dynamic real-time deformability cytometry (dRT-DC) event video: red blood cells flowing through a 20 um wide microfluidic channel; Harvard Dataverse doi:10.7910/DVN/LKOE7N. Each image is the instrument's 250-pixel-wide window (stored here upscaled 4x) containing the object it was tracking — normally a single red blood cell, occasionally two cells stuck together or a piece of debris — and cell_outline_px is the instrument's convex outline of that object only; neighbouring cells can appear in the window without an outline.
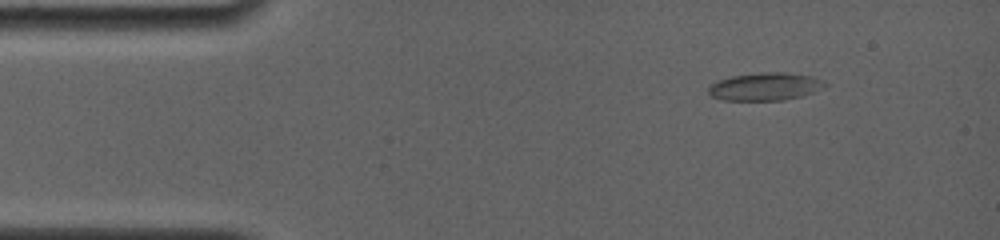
{"species": "common noctule bat (a hibernating species)", "species_latin": "Nyctalus noctula", "temperature_condition": "room temperature", "stored_images_in_passage": 58, "camera_frame_rate_fps": 4000, "um_per_image_px": 0.085, "animal": {"sex": "female", "body_mass_g": 19.0, "forearm_length_mm": 56.7}, "frame": {"image": 1, "passage_image": 1, "time_ms": 0.0, "image_size_px": [1000, 240], "cell_outline_px": [[824, 84], [812, 92], [800, 96], [784, 100], [720, 100], [712, 96], [708, 92], [708, 88], [716, 80], [732, 76], [764, 72], [784, 72], [808, 76]], "centroid_in_image_um": [64.89, 7.37], "position_along_channel_um": 20.1, "area_um2": 18.26}}
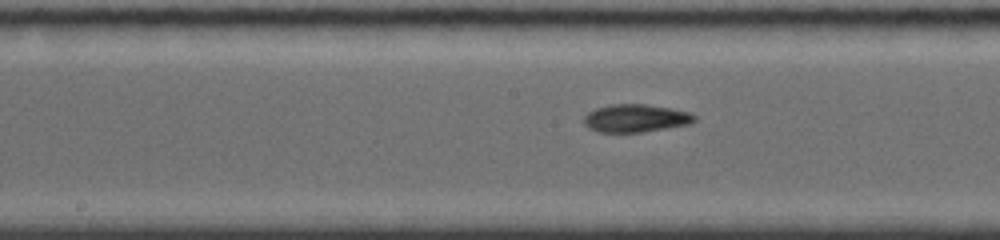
{"frame": {"image": 2, "passage_image": 26, "time_ms": 6.25, "image_size_px": [1000, 240], "cell_outline_px": [[696, 120], [692, 124], [644, 132], [600, 132], [588, 128], [584, 124], [584, 116], [588, 112], [596, 108], [612, 104], [644, 104], [672, 108], [692, 112], [696, 116]], "centroid_in_image_um": [54.08, 10.05], "position_along_channel_um": 194.1, "area_um2": 18.21}}
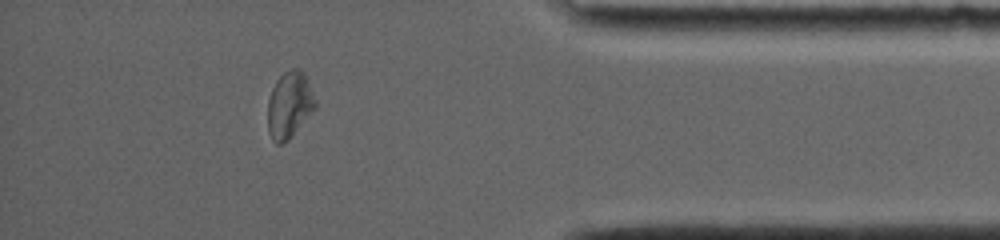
{"frame": {"image": 3, "passage_image": 50, "time_ms": 12.25, "image_size_px": [1000, 240], "cell_outline_px": [[316, 108], [288, 140], [280, 144], [276, 144], [272, 140], [268, 132], [268, 100], [272, 88], [276, 80], [284, 72], [292, 68], [300, 68], [304, 72], [316, 100]], "centroid_in_image_um": [24.6, 8.91], "position_along_channel_um": 410.6, "area_um2": 18.5}, "authors_computed_cell_mechanics": {"area_um2": 17.8891, "velocity_mm_per_s": 3.9152, "shape_relaxation_time_tau1_ms": null, "shape_relaxation_time_tau2_ms": 3.6032, "deformation_change_tau1": null, "deformation_change_tau2": 0.085}}